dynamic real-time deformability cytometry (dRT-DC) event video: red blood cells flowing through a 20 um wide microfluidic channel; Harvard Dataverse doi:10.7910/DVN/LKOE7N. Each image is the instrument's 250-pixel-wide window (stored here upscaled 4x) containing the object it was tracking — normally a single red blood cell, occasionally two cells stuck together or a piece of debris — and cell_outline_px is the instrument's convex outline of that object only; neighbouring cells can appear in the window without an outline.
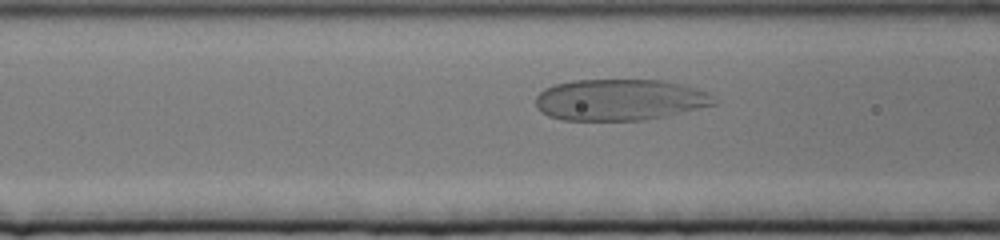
{"species": "human", "species_latin": "Homo sapiens", "temperature_condition": "cold", "stored_images_in_passage": 77, "camera_frame_rate_fps": 3000, "um_per_image_px": 0.085, "donor": {"sex": "female"}, "frame": {"image": 1, "passage_image": 21, "time_ms": 6.667, "image_size_px": [1000, 240], "cell_outline_px": [[716, 104], [668, 116], [644, 120], [560, 120], [548, 116], [540, 112], [536, 108], [536, 96], [544, 88], [556, 84], [572, 80], [660, 80], [696, 88], [708, 92], [716, 100]], "centroid_in_image_um": [52.65, 8.49], "position_along_channel_um": 113.9, "area_um2": 43.12}}
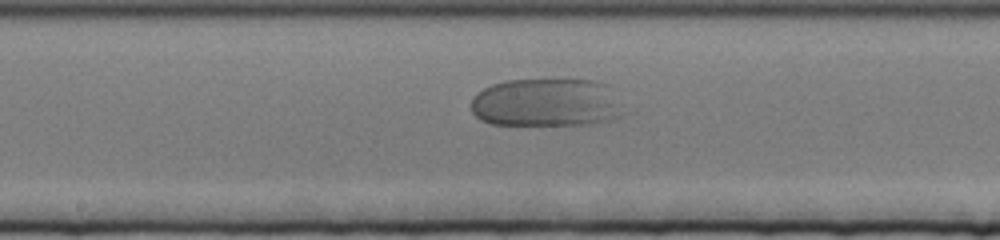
{"frame": {"image": 2, "passage_image": 33, "time_ms": 10.667, "image_size_px": [1000, 240], "cell_outline_px": [[624, 116], [612, 120], [592, 124], [488, 124], [480, 120], [472, 112], [472, 96], [476, 92], [492, 84], [508, 80], [596, 80], [608, 84], [620, 104]], "centroid_in_image_um": [46.45, 8.72], "position_along_channel_um": 201.7, "area_um2": 43.12}}
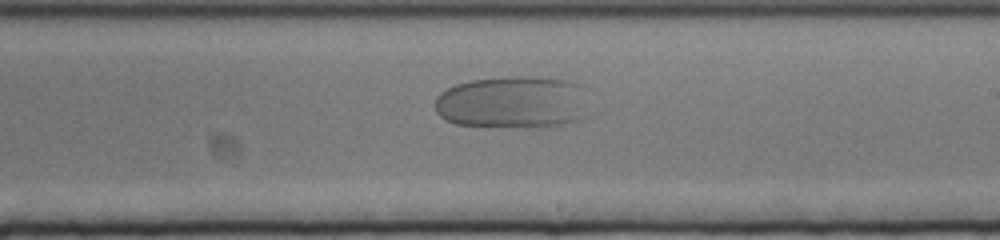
{"frame": {"image": 3, "passage_image": 39, "time_ms": 12.667, "image_size_px": [1000, 240], "cell_outline_px": [[588, 116], [580, 120], [552, 128], [524, 128], [456, 124], [444, 120], [436, 112], [436, 96], [440, 92], [456, 84], [472, 80], [508, 76], [528, 76], [564, 80], [580, 84]], "centroid_in_image_um": [43.59, 8.72], "position_along_channel_um": 245.4, "area_um2": 47.8}}